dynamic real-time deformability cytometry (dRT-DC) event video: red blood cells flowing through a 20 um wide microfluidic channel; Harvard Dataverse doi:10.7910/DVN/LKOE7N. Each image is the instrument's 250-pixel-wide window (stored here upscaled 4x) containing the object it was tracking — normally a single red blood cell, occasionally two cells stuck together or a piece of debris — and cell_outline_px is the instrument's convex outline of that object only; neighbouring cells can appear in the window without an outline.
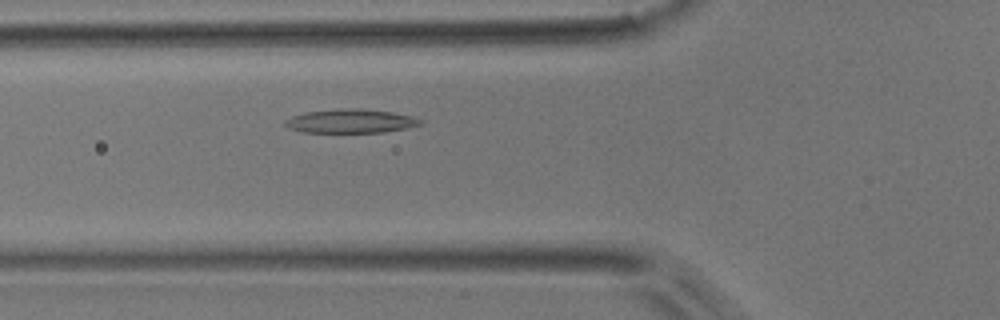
{"species": "common noctule bat (a hibernating species)", "species_latin": "Nyctalus noctula", "temperature_condition": "room temperature", "stored_images_in_passage": 35, "camera_frame_rate_fps": 3000, "um_per_image_px": 0.085, "animal": {"sex": "male", "body_mass_g": 17.9}, "frame": {"image": 1, "passage_image": 8, "time_ms": 2.333, "image_size_px": [1000, 320], "cell_outline_px": [[420, 124], [408, 128], [384, 132], [300, 132], [288, 128], [284, 124], [284, 120], [292, 116], [308, 112], [340, 108], [360, 108], [392, 112], [412, 116], [420, 120]], "centroid_in_image_um": [29.77, 10.29], "position_along_channel_um": 96.0, "area_um2": 18.73}}
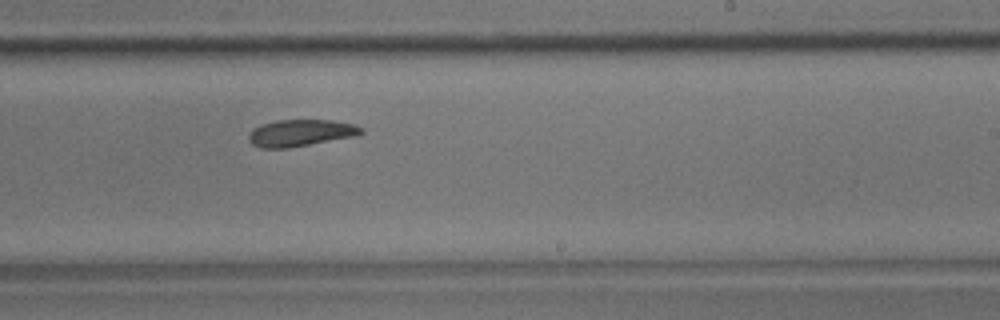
{"frame": {"image": 2, "passage_image": 21, "time_ms": 6.667, "image_size_px": [1000, 320], "cell_outline_px": [[364, 132], [356, 136], [288, 148], [260, 148], [252, 144], [248, 140], [248, 136], [252, 128], [260, 124], [276, 120], [332, 120], [352, 124], [360, 128]], "centroid_in_image_um": [25.49, 11.3], "position_along_channel_um": 263.5, "area_um2": 17.57}}
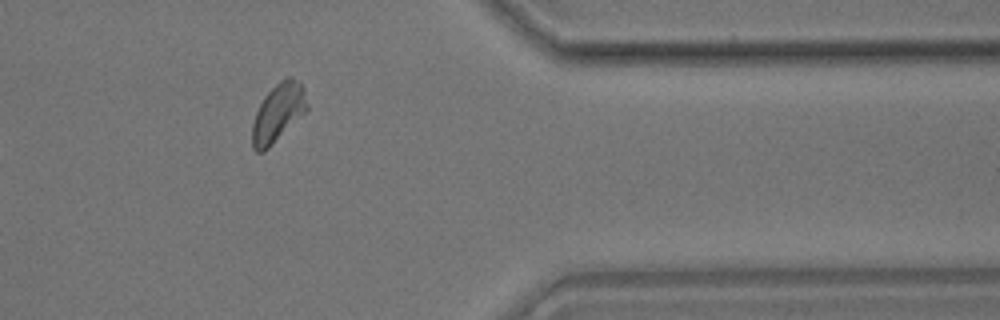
{"frame": {"image": 3, "passage_image": 32, "time_ms": 10.333, "image_size_px": [1000, 320], "cell_outline_px": [[308, 112], [264, 152], [256, 152], [252, 148], [252, 124], [256, 112], [264, 96], [280, 80], [288, 76], [292, 76], [300, 80], [304, 88], [308, 104]], "centroid_in_image_um": [23.68, 9.58], "position_along_channel_um": 387.7, "area_um2": 19.07}, "authors_computed_cell_mechanics": {"area_um2": 18.3804, "velocity_mm_per_s": 3.8619, "shape_relaxation_time_tau1_ms": 3.9899, "shape_relaxation_time_tau2_ms": null, "deformation_change_tau1": 0.1193, "deformation_change_tau2": null}}